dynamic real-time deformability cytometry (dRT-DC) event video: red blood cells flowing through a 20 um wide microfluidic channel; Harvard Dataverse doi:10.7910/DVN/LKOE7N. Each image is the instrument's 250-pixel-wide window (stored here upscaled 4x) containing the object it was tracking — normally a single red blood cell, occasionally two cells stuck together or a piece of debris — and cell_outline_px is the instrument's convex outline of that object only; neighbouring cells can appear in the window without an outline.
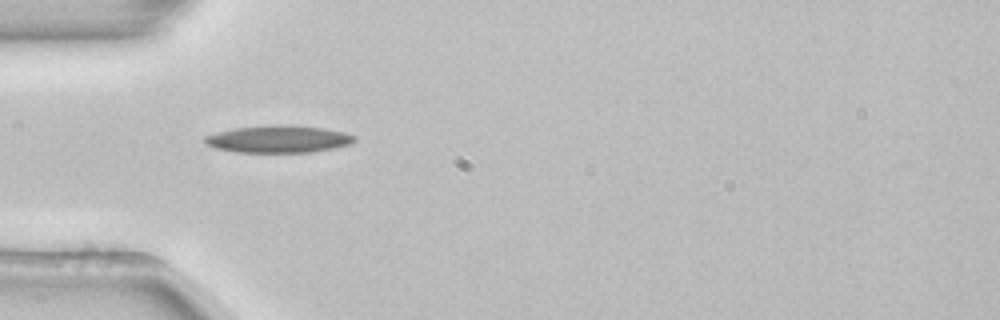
{"species": "common noctule bat (a hibernating species)", "species_latin": "Nyctalus noctula", "temperature_condition": "room temperature", "stored_images_in_passage": 20, "camera_frame_rate_fps": 3000, "um_per_image_px": 0.085, "animal": {"sex": "female", "body_mass_g": 22.7, "forearm_length_mm": 54.2}, "frame": {"image": 1, "passage_image": 1, "time_ms": 0.0, "image_size_px": [1000, 320], "cell_outline_px": [[356, 140], [348, 144], [332, 148], [312, 152], [236, 152], [216, 148], [204, 144], [204, 136], [216, 132], [236, 128], [276, 124], [296, 124], [324, 128], [344, 132], [356, 136]], "centroid_in_image_um": [23.66, 11.81], "position_along_channel_um": 61.3, "area_um2": 23.93}}